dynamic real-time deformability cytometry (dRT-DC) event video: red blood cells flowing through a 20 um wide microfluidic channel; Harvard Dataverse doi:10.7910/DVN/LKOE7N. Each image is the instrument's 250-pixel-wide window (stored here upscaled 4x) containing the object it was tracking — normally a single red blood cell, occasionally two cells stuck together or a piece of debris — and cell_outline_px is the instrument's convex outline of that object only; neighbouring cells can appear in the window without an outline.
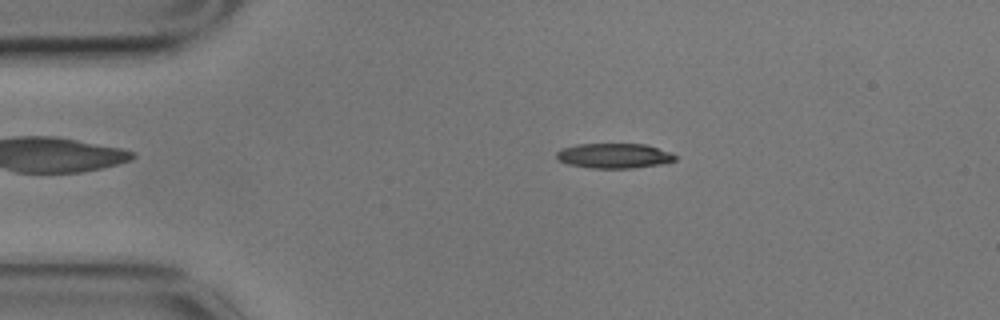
{"species": "common noctule bat (a hibernating species)", "species_latin": "Nyctalus noctula", "temperature_condition": "cold", "stored_images_in_passage": 4, "camera_frame_rate_fps": 3000, "um_per_image_px": 0.085, "animal": {"sex": "male", "body_mass_g": 17.9}, "frame": {"image": 1, "passage_image": 3, "time_ms": 0.667, "image_size_px": [1000, 320], "cell_outline_px": [[676, 160], [660, 164], [628, 168], [592, 168], [568, 164], [560, 160], [556, 156], [556, 152], [560, 148], [576, 144], [648, 144], [668, 152], [676, 156]], "centroid_in_image_um": [52.16, 13.23], "position_along_channel_um": 32.8, "area_um2": 17.11}}
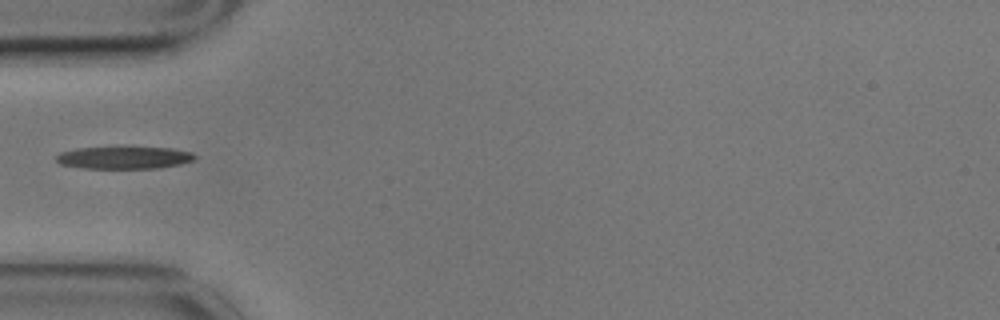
{"frame": {"image": 2, "passage_image": 4, "time_ms": 1.0, "image_size_px": [1000, 320], "cell_outline_px": [[196, 156], [192, 160], [180, 164], [160, 168], [84, 168], [60, 164], [56, 160], [56, 156], [60, 152], [76, 148], [112, 144], [128, 144], [172, 148], [192, 152]], "centroid_in_image_um": [10.53, 13.33], "position_along_channel_um": 74.5, "area_um2": 19.36}}